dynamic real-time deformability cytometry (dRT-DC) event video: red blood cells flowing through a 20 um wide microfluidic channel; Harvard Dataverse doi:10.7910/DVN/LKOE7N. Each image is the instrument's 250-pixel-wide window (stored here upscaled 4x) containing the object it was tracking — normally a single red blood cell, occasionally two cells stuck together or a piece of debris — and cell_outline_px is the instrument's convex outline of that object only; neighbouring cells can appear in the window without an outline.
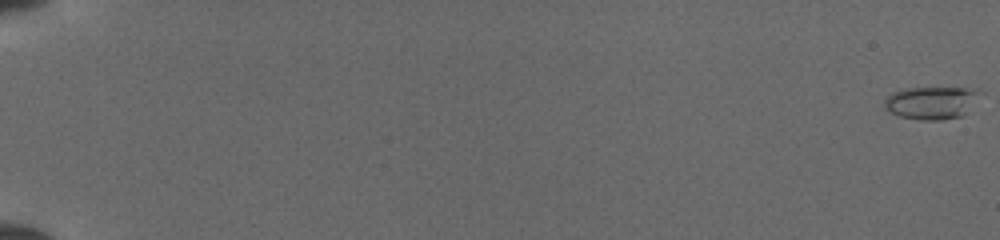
{"species": "common noctule bat (a hibernating species)", "species_latin": "Nyctalus noctula", "temperature_condition": "cold", "stored_images_in_passage": 53, "camera_frame_rate_fps": 3000, "um_per_image_px": 0.085, "animal": {"sex": "female", "body_mass_g": 19.5, "forearm_length_mm": 54.1}, "frame": {"image": 1, "passage_image": 1, "time_ms": 0.0, "image_size_px": [1000, 240], "cell_outline_px": [[972, 92], [964, 112], [960, 116], [940, 120], [920, 120], [900, 116], [884, 108], [884, 100], [892, 92], [908, 88], [968, 88]], "centroid_in_image_um": [78.92, 8.75], "position_along_channel_um": 6.1, "area_um2": 16.88}}
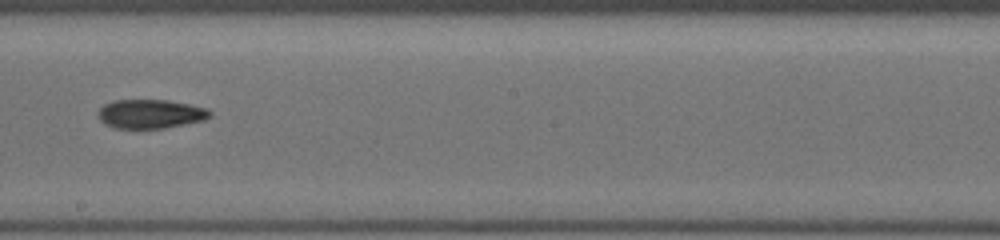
{"frame": {"image": 2, "passage_image": 33, "time_ms": 10.667, "image_size_px": [1000, 240], "cell_outline_px": [[212, 116], [204, 120], [164, 128], [116, 128], [104, 124], [96, 116], [96, 112], [104, 104], [112, 100], [168, 100], [208, 108], [212, 112]], "centroid_in_image_um": [12.76, 9.68], "position_along_channel_um": 235.4, "area_um2": 19.07}}
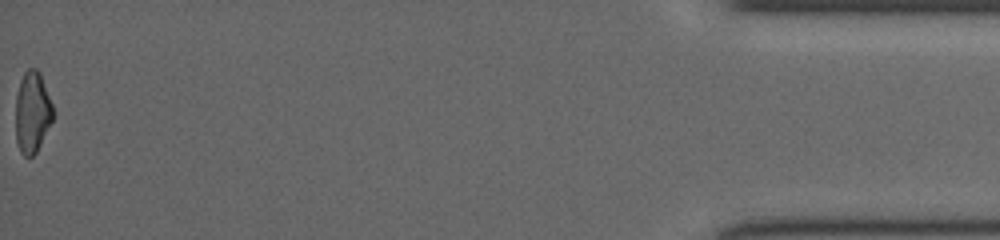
{"frame": {"image": 3, "passage_image": 53, "time_ms": 17.333, "image_size_px": [1000, 240], "cell_outline_px": [[56, 112], [36, 152], [32, 156], [24, 156], [20, 152], [16, 140], [16, 96], [20, 80], [24, 72], [28, 68], [36, 68], [40, 72]], "centroid_in_image_um": [2.76, 9.51], "position_along_channel_um": 432.4, "area_um2": 17.86}}